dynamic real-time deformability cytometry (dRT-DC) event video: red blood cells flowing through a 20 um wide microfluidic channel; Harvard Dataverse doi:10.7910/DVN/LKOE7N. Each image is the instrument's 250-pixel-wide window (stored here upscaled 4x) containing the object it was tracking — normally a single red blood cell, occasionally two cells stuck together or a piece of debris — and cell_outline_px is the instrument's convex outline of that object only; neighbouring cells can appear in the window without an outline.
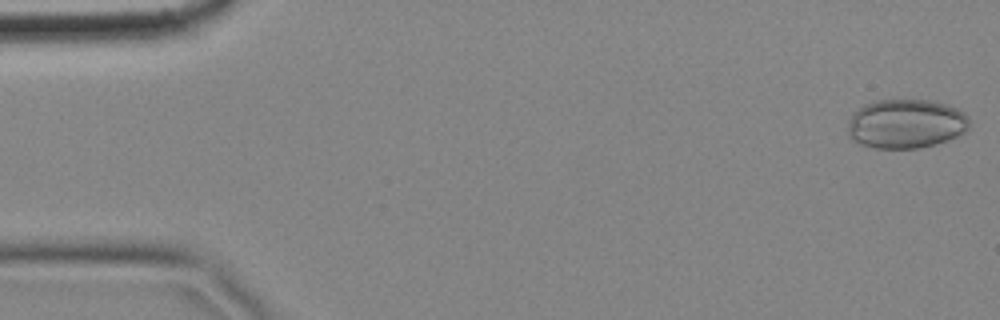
{"species": "common noctule bat (a hibernating species)", "species_latin": "Nyctalus noctula", "temperature_condition": "cold", "stored_images_in_passage": 6, "camera_frame_rate_fps": 3000, "um_per_image_px": 0.085, "animal": {"sex": "female", "body_mass_g": 18.4}, "frame": {"image": 1, "passage_image": 1, "time_ms": 0.0, "image_size_px": [1000, 320], "cell_outline_px": [[968, 128], [964, 132], [956, 136], [936, 144], [916, 148], [876, 148], [860, 144], [852, 140], [848, 136], [848, 120], [852, 112], [864, 104], [876, 100], [900, 96], [928, 100], [944, 104], [956, 108], [964, 112], [968, 116]], "centroid_in_image_um": [76.95, 10.47], "position_along_channel_um": 8.1, "area_um2": 35.66}}